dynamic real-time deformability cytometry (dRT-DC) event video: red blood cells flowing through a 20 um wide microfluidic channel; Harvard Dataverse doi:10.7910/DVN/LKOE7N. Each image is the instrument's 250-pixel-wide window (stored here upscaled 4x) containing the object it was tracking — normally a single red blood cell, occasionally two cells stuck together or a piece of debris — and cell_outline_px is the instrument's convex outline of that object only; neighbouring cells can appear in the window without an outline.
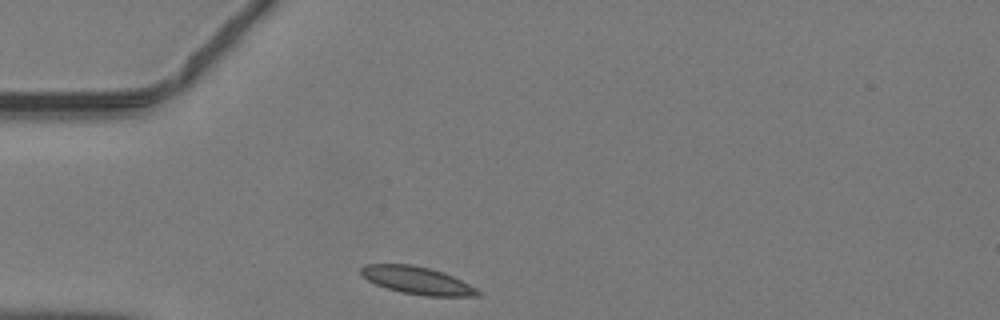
{"species": "common noctule bat (a hibernating species)", "species_latin": "Nyctalus noctula", "temperature_condition": "warm", "stored_images_in_passage": 35, "camera_frame_rate_fps": 3000, "um_per_image_px": 0.085, "animal": {"sex": "male", "body_mass_g": 19.2, "forearm_length_mm": 51.8}, "frame": {"image": 1, "passage_image": 1, "time_ms": 0.0, "image_size_px": [1000, 320], "cell_outline_px": [[480, 296], [424, 296], [400, 292], [376, 284], [368, 280], [360, 272], [360, 268], [364, 264], [412, 264], [444, 272], [476, 288], [480, 292]], "centroid_in_image_um": [35.45, 23.83], "position_along_channel_um": 49.6, "area_um2": 18.61}}
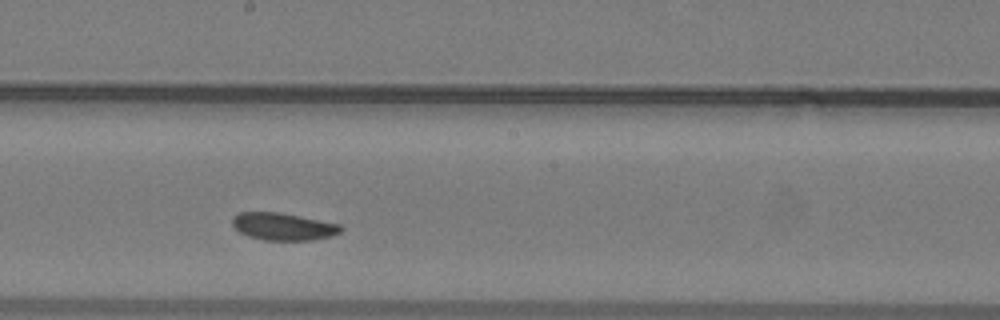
{"frame": {"image": 2, "passage_image": 14, "time_ms": 4.333, "image_size_px": [1000, 320], "cell_outline_px": [[344, 228], [340, 232], [332, 236], [312, 240], [264, 240], [248, 236], [240, 232], [232, 224], [232, 216], [240, 212], [280, 212], [340, 224]], "centroid_in_image_um": [24.08, 19.25], "position_along_channel_um": 224.1, "area_um2": 17.34}}
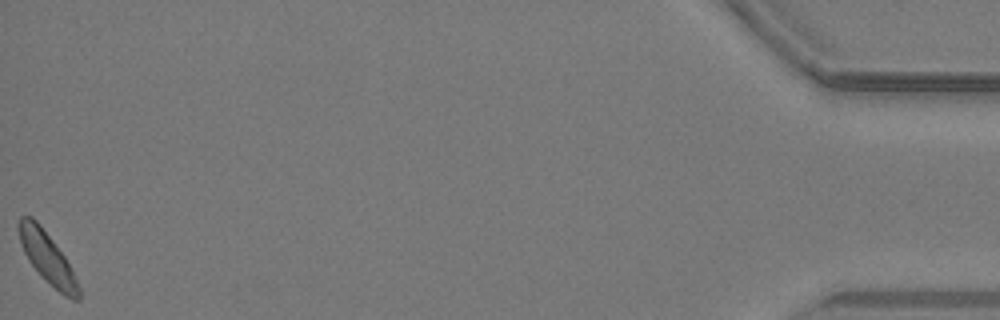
{"frame": {"image": 3, "passage_image": 35, "time_ms": 11.333, "image_size_px": [1000, 320], "cell_outline_px": [[80, 300], [72, 300], [64, 296], [28, 260], [20, 244], [20, 216], [32, 216], [40, 224], [64, 256], [80, 288]], "centroid_in_image_um": [4.04, 21.9], "position_along_channel_um": 431.2, "area_um2": 16.94}}